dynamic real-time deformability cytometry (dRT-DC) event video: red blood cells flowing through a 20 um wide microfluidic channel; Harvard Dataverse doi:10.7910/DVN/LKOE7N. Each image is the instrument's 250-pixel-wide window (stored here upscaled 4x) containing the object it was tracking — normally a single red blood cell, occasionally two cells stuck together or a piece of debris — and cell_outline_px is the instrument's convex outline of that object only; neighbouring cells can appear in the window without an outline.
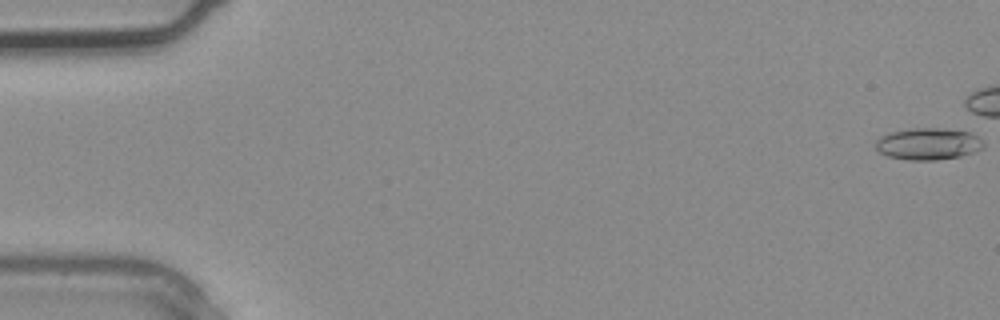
{"species": "common noctule bat (a hibernating species)", "species_latin": "Nyctalus noctula", "temperature_condition": "warm", "stored_images_in_passage": 5, "camera_frame_rate_fps": 3000, "um_per_image_px": 0.085, "animal": {"sex": "male", "body_mass_g": 20.4}, "frame": {"image": 1, "passage_image": 1, "time_ms": 0.0, "image_size_px": [1000, 320], "cell_outline_px": [[984, 148], [976, 152], [960, 156], [936, 160], [908, 160], [888, 156], [880, 152], [876, 148], [876, 140], [880, 136], [892, 132], [908, 128], [940, 128], [968, 132], [976, 136], [984, 144]], "centroid_in_image_um": [78.89, 12.23], "position_along_channel_um": 6.1, "area_um2": 19.94}}